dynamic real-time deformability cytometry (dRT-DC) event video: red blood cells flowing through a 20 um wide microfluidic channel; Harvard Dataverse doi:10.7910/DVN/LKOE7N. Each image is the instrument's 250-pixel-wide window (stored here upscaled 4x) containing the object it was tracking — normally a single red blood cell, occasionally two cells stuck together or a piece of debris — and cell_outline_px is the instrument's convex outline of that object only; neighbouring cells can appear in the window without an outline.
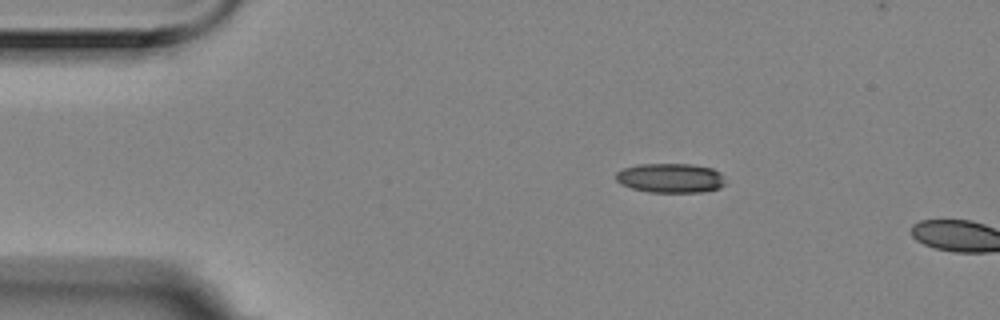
{"species": "Egyptian fruit bat (a non-hibernating species)", "species_latin": "Rousettus aegyptiacus", "temperature_condition": "room temperature", "stored_images_in_passage": 4, "camera_frame_rate_fps": 3000, "um_per_image_px": 0.085, "animal": {"sex": "female"}, "frame": {"image": 1, "passage_image": 3, "time_ms": 0.667, "image_size_px": [1000, 320], "cell_outline_px": [[724, 184], [720, 188], [700, 192], [648, 192], [632, 188], [620, 184], [616, 180], [616, 172], [624, 168], [636, 164], [692, 164], [712, 168], [720, 172]], "centroid_in_image_um": [56.96, 15.13], "position_along_channel_um": 28.0, "area_um2": 18.79}}